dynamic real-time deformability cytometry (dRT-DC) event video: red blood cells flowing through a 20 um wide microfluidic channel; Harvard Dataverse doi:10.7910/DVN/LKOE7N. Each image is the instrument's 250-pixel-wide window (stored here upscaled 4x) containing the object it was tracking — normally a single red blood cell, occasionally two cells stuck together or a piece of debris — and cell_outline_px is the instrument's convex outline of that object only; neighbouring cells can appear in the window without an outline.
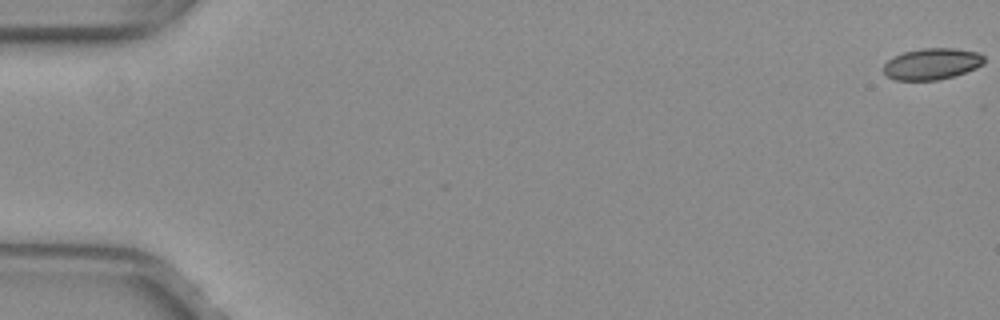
{"species": "common noctule bat (a hibernating species)", "species_latin": "Nyctalus noctula", "temperature_condition": "warm", "stored_images_in_passage": 44, "camera_frame_rate_fps": 3000, "um_per_image_px": 0.085, "animal": {"sex": "female", "body_mass_g": 29.2, "forearm_length_mm": 56.3}, "frame": {"image": 1, "passage_image": 1, "time_ms": 0.0, "image_size_px": [1000, 320], "cell_outline_px": [[984, 64], [976, 68], [952, 76], [936, 80], [896, 80], [888, 76], [884, 72], [884, 64], [892, 56], [904, 52], [924, 48], [952, 48], [976, 52], [984, 56]], "centroid_in_image_um": [79.2, 5.42], "position_along_channel_um": 5.8, "area_um2": 18.21}}
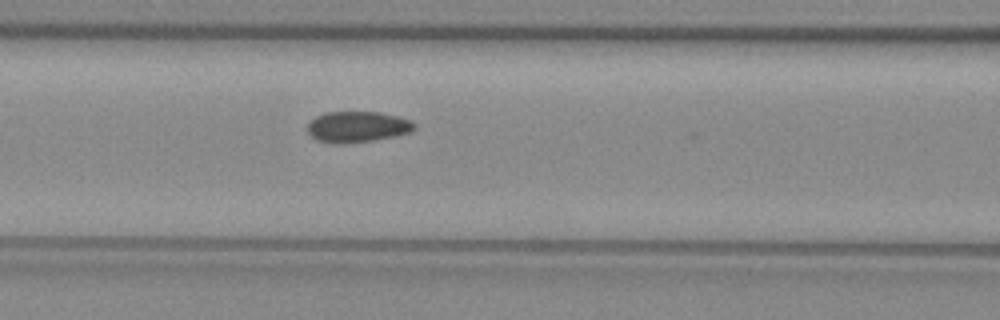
{"frame": {"image": 2, "passage_image": 24, "time_ms": 7.667, "image_size_px": [1000, 320], "cell_outline_px": [[416, 128], [412, 132], [396, 136], [376, 140], [344, 144], [336, 144], [316, 140], [308, 132], [308, 124], [316, 116], [324, 112], [380, 112], [412, 120], [416, 124]], "centroid_in_image_um": [30.41, 10.79], "position_along_channel_um": 136.2, "area_um2": 19.54}}
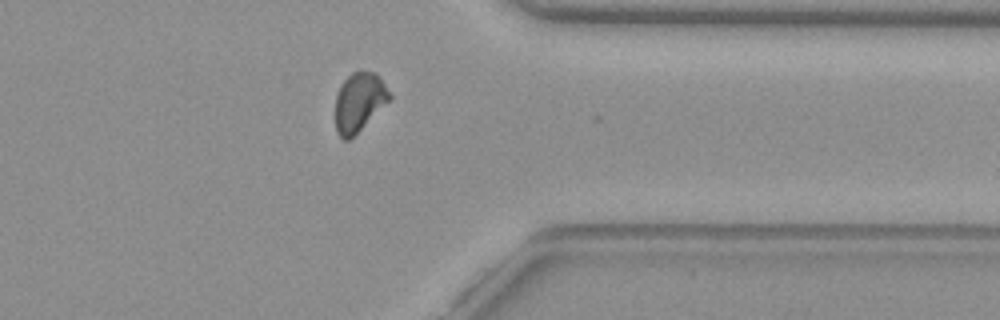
{"frame": {"image": 3, "passage_image": 43, "time_ms": 14.0, "image_size_px": [1000, 320], "cell_outline_px": [[392, 96], [348, 140], [344, 140], [336, 132], [336, 96], [340, 84], [352, 72], [376, 72]], "centroid_in_image_um": [30.49, 8.64], "position_along_channel_um": 380.9, "area_um2": 17.86}, "authors_computed_cell_mechanics": {"area_um2": 19.3341, "velocity_mm_per_s": 3.9875, "shape_relaxation_time_tau1_ms": null, "shape_relaxation_time_tau2_ms": 1.1941, "deformation_change_tau1": null, "deformation_change_tau2": 0.0495}}